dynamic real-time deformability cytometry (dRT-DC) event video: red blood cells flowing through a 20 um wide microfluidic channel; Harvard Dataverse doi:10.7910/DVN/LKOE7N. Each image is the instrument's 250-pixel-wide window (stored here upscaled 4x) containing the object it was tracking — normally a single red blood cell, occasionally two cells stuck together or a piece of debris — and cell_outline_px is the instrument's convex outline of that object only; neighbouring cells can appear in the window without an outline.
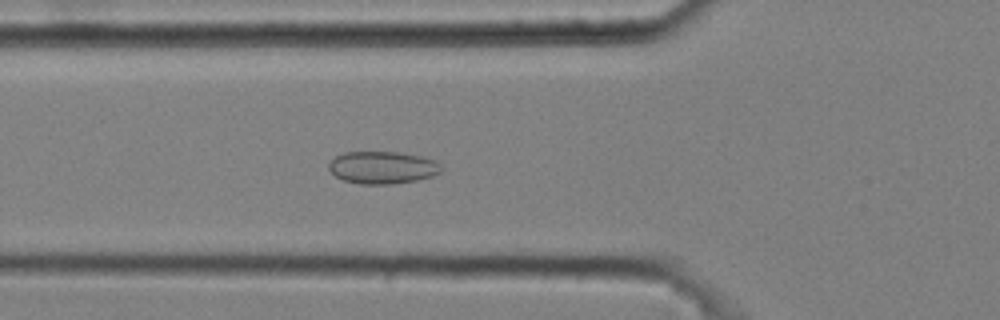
{"species": "common noctule bat (a hibernating species)", "species_latin": "Nyctalus noctula", "temperature_condition": "cold", "stored_images_in_passage": 42, "camera_frame_rate_fps": 3000, "um_per_image_px": 0.085, "animal": {"sex": "male", "body_mass_g": 20.4}, "frame": {"image": 1, "passage_image": 9, "time_ms": 2.667, "image_size_px": [1000, 320], "cell_outline_px": [[440, 172], [432, 176], [416, 180], [392, 184], [360, 184], [344, 180], [336, 176], [328, 168], [328, 164], [336, 156], [344, 152], [396, 152], [420, 156], [436, 160], [440, 164]], "centroid_in_image_um": [32.5, 14.24], "position_along_channel_um": 93.3, "area_um2": 21.1}}
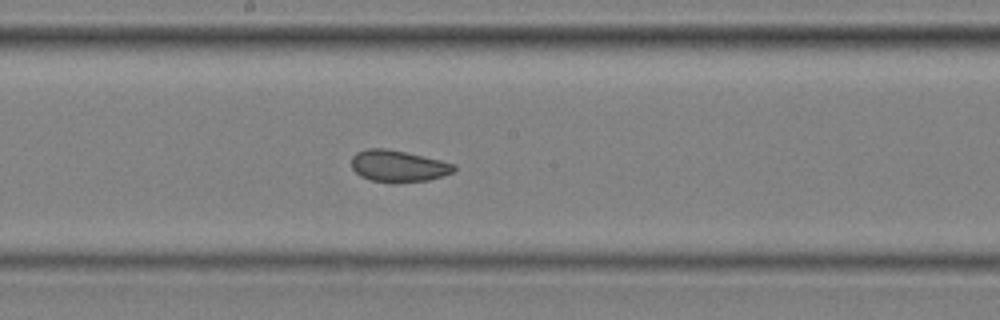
{"frame": {"image": 2, "passage_image": 19, "time_ms": 6.0, "image_size_px": [1000, 320], "cell_outline_px": [[456, 168], [452, 172], [444, 176], [428, 180], [372, 180], [360, 176], [352, 168], [352, 156], [356, 152], [368, 148], [384, 148], [404, 152], [440, 160], [456, 164]], "centroid_in_image_um": [33.85, 14.07], "position_along_channel_um": 214.4, "area_um2": 18.21}}
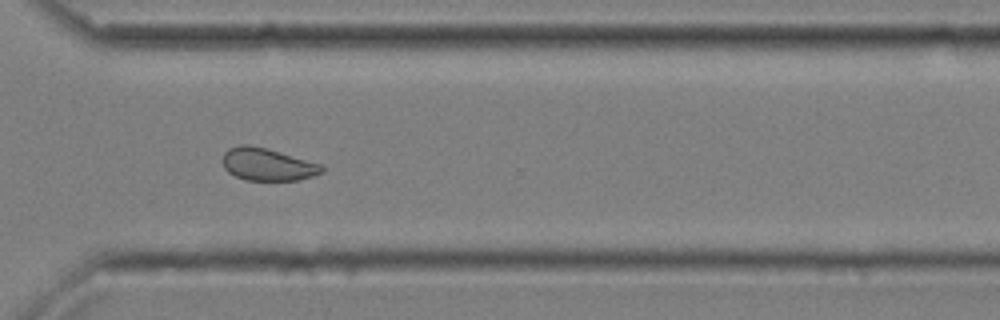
{"frame": {"image": 3, "passage_image": 30, "time_ms": 9.667, "image_size_px": [1000, 320], "cell_outline_px": [[324, 172], [312, 176], [296, 180], [244, 180], [228, 172], [224, 168], [220, 160], [224, 152], [228, 148], [240, 144], [248, 144], [264, 148], [320, 164], [324, 168]], "centroid_in_image_um": [22.66, 13.97], "position_along_channel_um": 347.9, "area_um2": 18.67}, "authors_computed_cell_mechanics": {"area_um2": 19.5942, "velocity_mm_per_s": 3.6291, "shape_relaxation_time_tau1_ms": null, "shape_relaxation_time_tau2_ms": 1.9466, "deformation_change_tau1": null, "deformation_change_tau2": 0.0617}}